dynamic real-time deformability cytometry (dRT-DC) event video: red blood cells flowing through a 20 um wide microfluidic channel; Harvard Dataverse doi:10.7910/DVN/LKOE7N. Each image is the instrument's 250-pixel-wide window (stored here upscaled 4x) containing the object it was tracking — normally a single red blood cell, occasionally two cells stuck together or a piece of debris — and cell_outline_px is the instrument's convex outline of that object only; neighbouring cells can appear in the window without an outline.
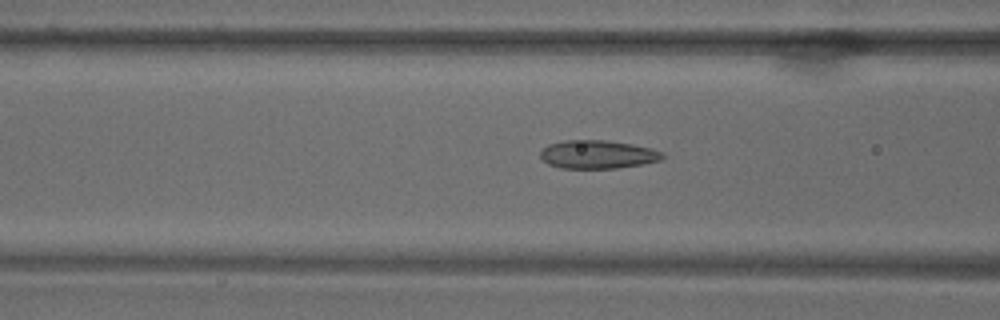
{"species": "common noctule bat (a hibernating species)", "species_latin": "Nyctalus noctula", "temperature_condition": "warm", "stored_images_in_passage": 68, "camera_frame_rate_fps": 3000, "um_per_image_px": 0.085, "animal": {"sex": "male", "body_mass_g": 18.8}, "frame": {"image": 1, "passage_image": 28, "time_ms": 9.0, "image_size_px": [1000, 320], "cell_outline_px": [[664, 156], [660, 160], [640, 164], [616, 168], [560, 168], [548, 164], [540, 156], [540, 152], [548, 144], [564, 140], [608, 140], [632, 144], [652, 148], [664, 152]], "centroid_in_image_um": [50.8, 13.11], "position_along_channel_um": 115.8, "area_um2": 20.17}}
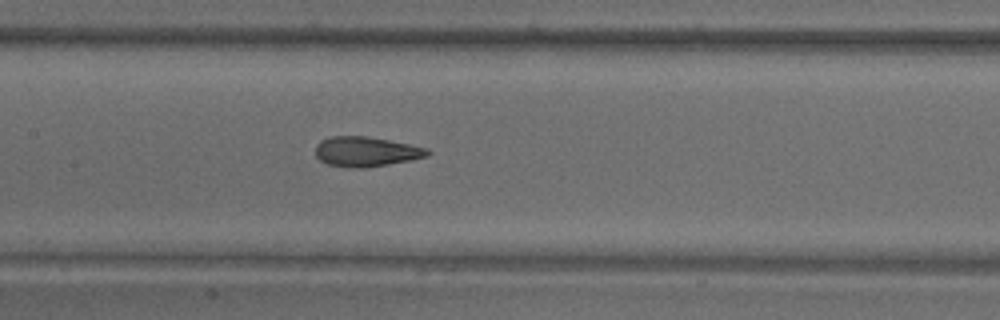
{"frame": {"image": 2, "passage_image": 34, "time_ms": 11.0, "image_size_px": [1000, 320], "cell_outline_px": [[432, 152], [428, 156], [388, 164], [364, 168], [348, 168], [328, 164], [320, 160], [316, 156], [316, 144], [320, 140], [328, 136], [368, 136], [428, 148]], "centroid_in_image_um": [31.09, 12.88], "position_along_channel_um": 176.3, "area_um2": 19.54}}
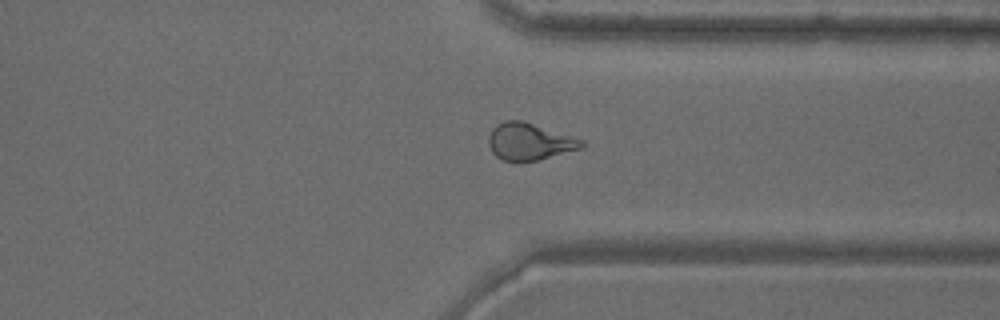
{"frame": {"image": 3, "passage_image": 53, "time_ms": 17.333, "image_size_px": [1000, 320], "cell_outline_px": [[584, 148], [536, 160], [504, 160], [496, 156], [492, 152], [488, 144], [488, 136], [492, 128], [496, 124], [504, 120], [520, 120], [572, 136], [584, 140]], "centroid_in_image_um": [44.99, 12.02], "position_along_channel_um": 366.4, "area_um2": 19.83}}